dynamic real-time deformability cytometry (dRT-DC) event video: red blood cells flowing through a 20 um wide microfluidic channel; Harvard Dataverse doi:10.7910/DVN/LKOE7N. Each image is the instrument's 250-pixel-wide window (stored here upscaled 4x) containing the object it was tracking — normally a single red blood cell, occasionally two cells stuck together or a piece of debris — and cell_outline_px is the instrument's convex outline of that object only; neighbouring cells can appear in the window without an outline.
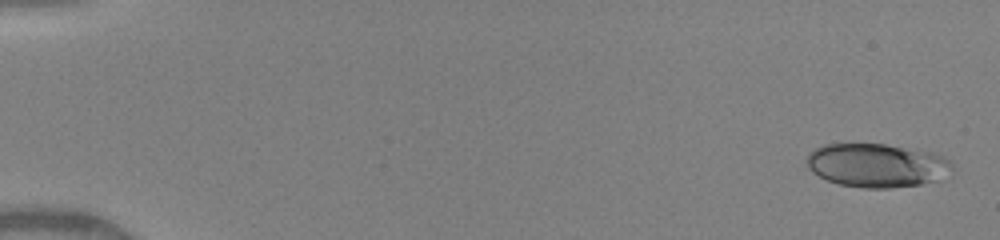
{"species": "human", "species_latin": "Homo sapiens", "temperature_condition": "warm", "stored_images_in_passage": 99, "camera_frame_rate_fps": 3000, "um_per_image_px": 0.085, "donor": {"sex": "female"}, "frame": {"image": 1, "passage_image": 3, "time_ms": 0.333, "image_size_px": [1000, 240], "cell_outline_px": [[952, 168], [936, 180], [920, 184], [888, 188], [864, 188], [840, 184], [828, 180], [812, 172], [808, 168], [808, 156], [816, 148], [824, 144], [884, 144], [932, 152], [948, 160]], "centroid_in_image_um": [74.49, 14.05], "position_along_channel_um": 10.5, "area_um2": 36.3}}
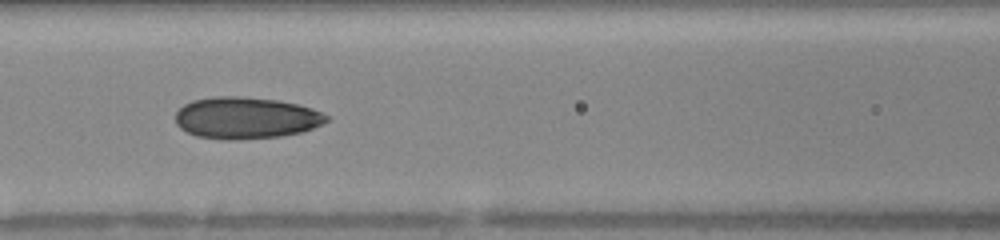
{"frame": {"image": 2, "passage_image": 46, "time_ms": 7.333, "image_size_px": [1000, 240], "cell_outline_px": [[332, 116], [328, 120], [312, 128], [300, 132], [280, 136], [236, 140], [224, 140], [196, 136], [180, 128], [176, 124], [176, 112], [184, 104], [192, 100], [216, 96], [244, 96], [280, 100], [312, 108]], "centroid_in_image_um": [20.9, 10.01], "position_along_channel_um": 145.7, "area_um2": 36.93}}
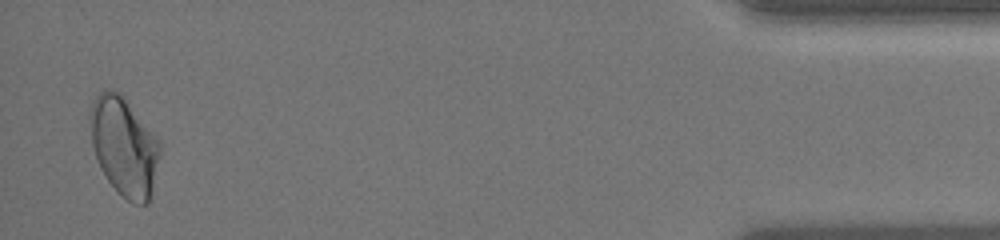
{"frame": {"image": 3, "passage_image": 99, "time_ms": 15.667, "image_size_px": [1000, 240], "cell_outline_px": [[160, 152], [152, 196], [148, 204], [136, 204], [128, 200], [108, 180], [100, 168], [96, 160], [92, 144], [88, 116], [88, 112], [96, 96], [104, 88], [112, 88], [120, 92], [160, 140]], "centroid_in_image_um": [10.54, 12.41], "position_along_channel_um": 424.7, "area_um2": 40.46}, "authors_computed_cell_mechanics": {"area_um2": 36.0094, "velocity_mm_per_s": 4.1933, "shape_relaxation_time_tau1_ms": 9.1748, "shape_relaxation_time_tau2_ms": 1.9352, "deformation_change_tau1": 0.1682, "deformation_change_tau2": 0.0637}}